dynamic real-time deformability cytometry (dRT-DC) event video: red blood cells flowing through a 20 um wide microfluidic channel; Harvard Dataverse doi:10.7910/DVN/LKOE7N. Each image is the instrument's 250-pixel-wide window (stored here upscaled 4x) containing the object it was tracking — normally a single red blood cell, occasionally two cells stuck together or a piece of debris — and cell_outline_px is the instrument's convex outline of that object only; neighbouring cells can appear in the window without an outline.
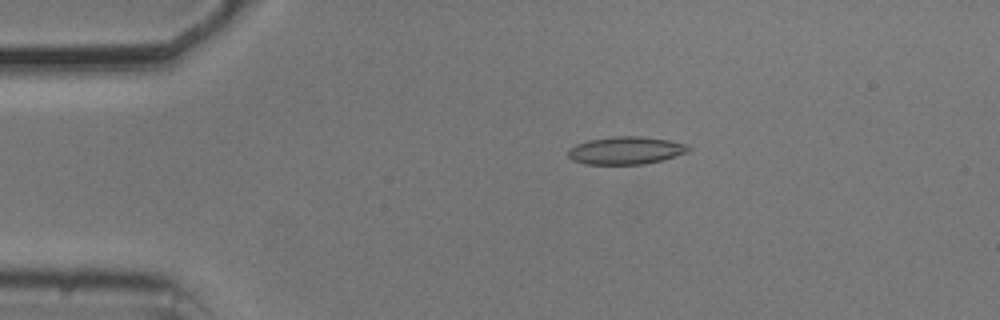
{"species": "common noctule bat (a hibernating species)", "species_latin": "Nyctalus noctula", "temperature_condition": "cold", "stored_images_in_passage": 46, "camera_frame_rate_fps": 3000, "um_per_image_px": 0.085, "animal": {"sex": "male", "body_mass_g": 20.5, "forearm_length_mm": 52.5}, "frame": {"image": 1, "passage_image": 2, "time_ms": 0.333, "image_size_px": [1000, 320], "cell_outline_px": [[692, 148], [688, 152], [676, 156], [644, 164], [584, 164], [572, 160], [568, 156], [568, 148], [576, 144], [588, 140], [616, 136], [640, 136], [668, 140], [688, 144]], "centroid_in_image_um": [53.19, 12.78], "position_along_channel_um": 31.8, "area_um2": 19.48}}
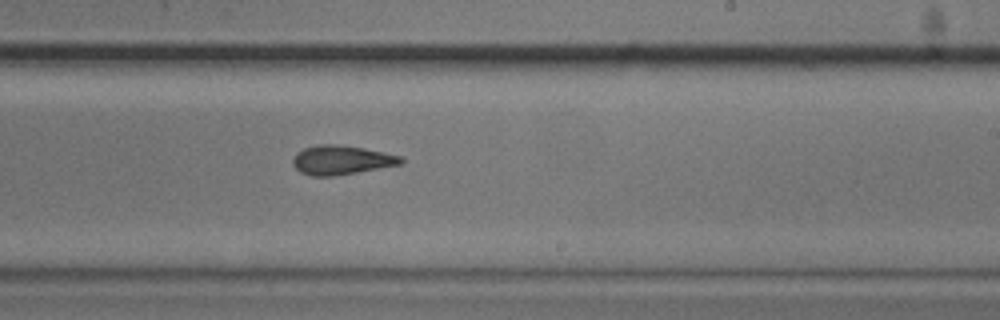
{"frame": {"image": 2, "passage_image": 24, "time_ms": 7.667, "image_size_px": [1000, 320], "cell_outline_px": [[404, 164], [332, 176], [312, 176], [300, 172], [292, 164], [292, 160], [296, 152], [304, 148], [316, 144], [336, 144], [364, 148], [384, 152], [400, 156], [404, 160]], "centroid_in_image_um": [29.0, 13.59], "position_along_channel_um": 260.0, "area_um2": 18.44}}
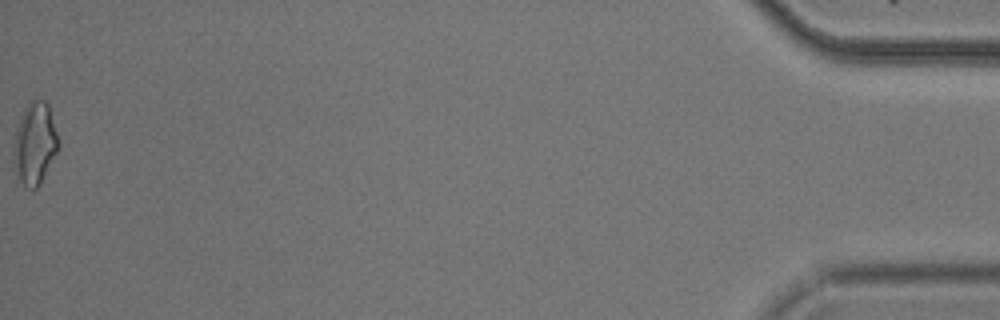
{"frame": {"image": 3, "passage_image": 46, "time_ms": 15.0, "image_size_px": [1000, 320], "cell_outline_px": [[60, 148], [40, 184], [36, 188], [24, 188], [16, 180], [12, 168], [12, 148], [16, 128], [24, 108], [32, 100], [44, 100], [48, 104], [60, 140]], "centroid_in_image_um": [2.93, 12.27], "position_along_channel_um": 432.3, "area_um2": 22.31}, "authors_computed_cell_mechanics": {"area_um2": 18.5249, "velocity_mm_per_s": 3.7171, "shape_relaxation_time_tau1_ms": 6.0248, "shape_relaxation_time_tau2_ms": 2.9306, "deformation_change_tau1": 0.1611, "deformation_change_tau2": 0.1193}}